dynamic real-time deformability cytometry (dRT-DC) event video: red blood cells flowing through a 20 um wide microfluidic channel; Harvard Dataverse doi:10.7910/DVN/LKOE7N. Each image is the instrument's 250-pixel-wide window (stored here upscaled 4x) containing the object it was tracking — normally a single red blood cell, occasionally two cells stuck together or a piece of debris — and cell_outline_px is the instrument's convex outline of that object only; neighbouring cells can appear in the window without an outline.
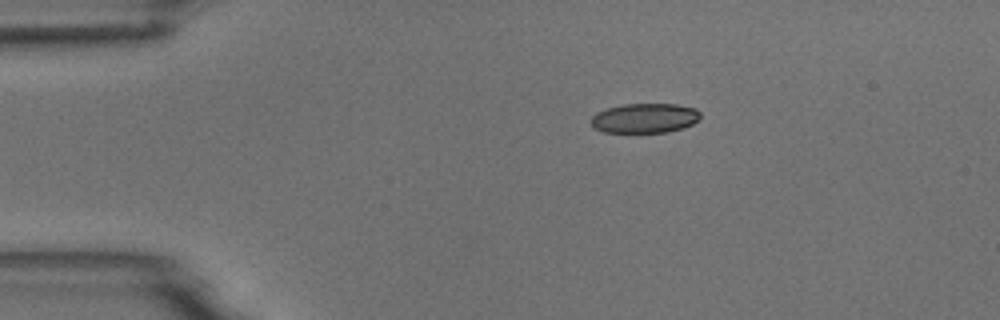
{"species": "common noctule bat (a hibernating species)", "species_latin": "Nyctalus noctula", "temperature_condition": "room temperature", "stored_images_in_passage": 5, "camera_frame_rate_fps": 3000, "um_per_image_px": 0.085, "animal": {"sex": "male", "body_mass_g": 18.8}, "frame": {"image": 1, "passage_image": 1, "time_ms": 0.0, "image_size_px": [1000, 320], "cell_outline_px": [[700, 116], [692, 124], [680, 128], [664, 132], [604, 132], [596, 128], [592, 124], [592, 116], [596, 112], [608, 108], [624, 104], [676, 104], [696, 108], [700, 112]], "centroid_in_image_um": [54.8, 10.03], "position_along_channel_um": 30.2, "area_um2": 18.61}}
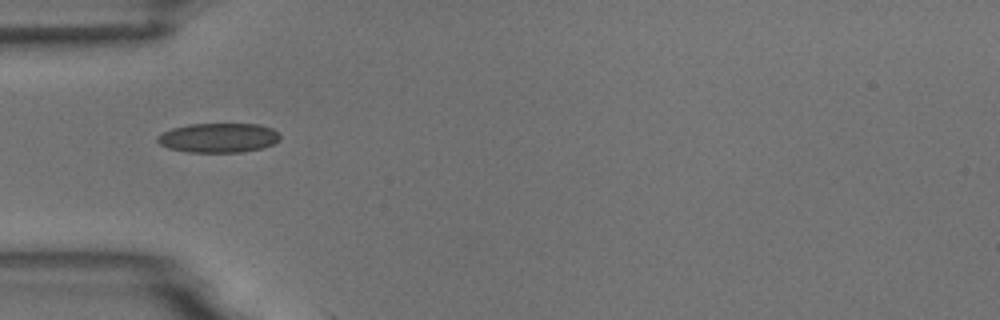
{"frame": {"image": 2, "passage_image": 3, "time_ms": 2.333, "image_size_px": [1000, 320], "cell_outline_px": [[280, 140], [272, 144], [260, 148], [244, 152], [188, 152], [168, 148], [160, 144], [156, 140], [156, 136], [172, 128], [188, 124], [260, 124], [272, 128], [280, 136]], "centroid_in_image_um": [18.55, 11.71], "position_along_channel_um": 66.4, "area_um2": 21.04}}